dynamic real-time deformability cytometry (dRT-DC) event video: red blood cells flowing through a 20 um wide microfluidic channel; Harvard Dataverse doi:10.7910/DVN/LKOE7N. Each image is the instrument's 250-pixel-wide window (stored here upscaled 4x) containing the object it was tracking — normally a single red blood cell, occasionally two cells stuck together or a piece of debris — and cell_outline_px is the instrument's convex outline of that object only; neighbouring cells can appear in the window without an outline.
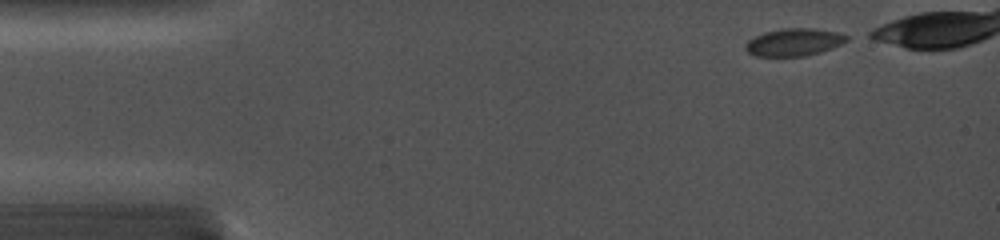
{"species": "common noctule bat (a hibernating species)", "species_latin": "Nyctalus noctula", "temperature_condition": "cold", "stored_images_in_passage": 7, "camera_frame_rate_fps": 5000, "um_per_image_px": 0.085, "animal": {"sex": "female", "body_mass_g": 19.0, "forearm_length_mm": 56.7}, "frame": {"image": 1, "passage_image": 1, "time_ms": 0.0, "image_size_px": [1000, 240], "cell_outline_px": [[848, 40], [832, 48], [820, 52], [804, 56], [756, 56], [748, 52], [744, 48], [744, 44], [748, 40], [764, 32], [784, 28], [816, 28], [836, 32], [848, 36]], "centroid_in_image_um": [67.47, 3.58], "position_along_channel_um": 17.5, "area_um2": 16.18}}